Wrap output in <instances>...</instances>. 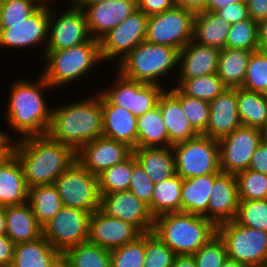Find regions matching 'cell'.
Listing matches in <instances>:
<instances>
[{
    "label": "cell",
    "mask_w": 267,
    "mask_h": 267,
    "mask_svg": "<svg viewBox=\"0 0 267 267\" xmlns=\"http://www.w3.org/2000/svg\"><path fill=\"white\" fill-rule=\"evenodd\" d=\"M13 146L28 188L54 184L57 178L77 159L68 145L53 140L47 134L21 138Z\"/></svg>",
    "instance_id": "6da1fadb"
},
{
    "label": "cell",
    "mask_w": 267,
    "mask_h": 267,
    "mask_svg": "<svg viewBox=\"0 0 267 267\" xmlns=\"http://www.w3.org/2000/svg\"><path fill=\"white\" fill-rule=\"evenodd\" d=\"M77 103L55 108L47 135L70 146L76 153L87 143L103 134V113L100 95Z\"/></svg>",
    "instance_id": "7a4b0ae2"
},
{
    "label": "cell",
    "mask_w": 267,
    "mask_h": 267,
    "mask_svg": "<svg viewBox=\"0 0 267 267\" xmlns=\"http://www.w3.org/2000/svg\"><path fill=\"white\" fill-rule=\"evenodd\" d=\"M40 78L35 83L18 81L11 90L7 121L23 138L46 135L51 122V111L41 92L46 87L51 88V85L43 76Z\"/></svg>",
    "instance_id": "3957f363"
},
{
    "label": "cell",
    "mask_w": 267,
    "mask_h": 267,
    "mask_svg": "<svg viewBox=\"0 0 267 267\" xmlns=\"http://www.w3.org/2000/svg\"><path fill=\"white\" fill-rule=\"evenodd\" d=\"M152 232L176 255H193L217 233V226L201 215L174 212L154 218Z\"/></svg>",
    "instance_id": "277c9868"
},
{
    "label": "cell",
    "mask_w": 267,
    "mask_h": 267,
    "mask_svg": "<svg viewBox=\"0 0 267 267\" xmlns=\"http://www.w3.org/2000/svg\"><path fill=\"white\" fill-rule=\"evenodd\" d=\"M120 61L119 72L125 78L158 84L156 79L171 71L179 63V50L144 41Z\"/></svg>",
    "instance_id": "5b68a950"
},
{
    "label": "cell",
    "mask_w": 267,
    "mask_h": 267,
    "mask_svg": "<svg viewBox=\"0 0 267 267\" xmlns=\"http://www.w3.org/2000/svg\"><path fill=\"white\" fill-rule=\"evenodd\" d=\"M44 52L47 68L42 76L52 87L74 81L89 71L95 62L103 61L100 42L93 37L71 48Z\"/></svg>",
    "instance_id": "8992f818"
},
{
    "label": "cell",
    "mask_w": 267,
    "mask_h": 267,
    "mask_svg": "<svg viewBox=\"0 0 267 267\" xmlns=\"http://www.w3.org/2000/svg\"><path fill=\"white\" fill-rule=\"evenodd\" d=\"M176 174L182 179L220 173V149L217 139L203 134L172 146Z\"/></svg>",
    "instance_id": "52a82bcc"
},
{
    "label": "cell",
    "mask_w": 267,
    "mask_h": 267,
    "mask_svg": "<svg viewBox=\"0 0 267 267\" xmlns=\"http://www.w3.org/2000/svg\"><path fill=\"white\" fill-rule=\"evenodd\" d=\"M228 258L247 267H258L267 261V232L237 224L234 220L217 225Z\"/></svg>",
    "instance_id": "ba28073f"
},
{
    "label": "cell",
    "mask_w": 267,
    "mask_h": 267,
    "mask_svg": "<svg viewBox=\"0 0 267 267\" xmlns=\"http://www.w3.org/2000/svg\"><path fill=\"white\" fill-rule=\"evenodd\" d=\"M195 14L175 5L162 13L149 16L145 41L174 47L180 51L194 37Z\"/></svg>",
    "instance_id": "9c48e42d"
},
{
    "label": "cell",
    "mask_w": 267,
    "mask_h": 267,
    "mask_svg": "<svg viewBox=\"0 0 267 267\" xmlns=\"http://www.w3.org/2000/svg\"><path fill=\"white\" fill-rule=\"evenodd\" d=\"M63 206L77 208L91 214L100 208L98 176L79 161H75L54 182Z\"/></svg>",
    "instance_id": "30bf717a"
},
{
    "label": "cell",
    "mask_w": 267,
    "mask_h": 267,
    "mask_svg": "<svg viewBox=\"0 0 267 267\" xmlns=\"http://www.w3.org/2000/svg\"><path fill=\"white\" fill-rule=\"evenodd\" d=\"M90 216L88 211L63 206L43 227V236L64 253L70 247L87 242Z\"/></svg>",
    "instance_id": "8fae6325"
},
{
    "label": "cell",
    "mask_w": 267,
    "mask_h": 267,
    "mask_svg": "<svg viewBox=\"0 0 267 267\" xmlns=\"http://www.w3.org/2000/svg\"><path fill=\"white\" fill-rule=\"evenodd\" d=\"M118 77L116 84L102 94L113 105L129 110L136 117L155 108L160 96L166 91L159 84L130 80L121 73Z\"/></svg>",
    "instance_id": "7c38bea8"
},
{
    "label": "cell",
    "mask_w": 267,
    "mask_h": 267,
    "mask_svg": "<svg viewBox=\"0 0 267 267\" xmlns=\"http://www.w3.org/2000/svg\"><path fill=\"white\" fill-rule=\"evenodd\" d=\"M221 172L236 175L249 168L252 156L261 143L259 128L241 126L218 140Z\"/></svg>",
    "instance_id": "4fadbf2b"
},
{
    "label": "cell",
    "mask_w": 267,
    "mask_h": 267,
    "mask_svg": "<svg viewBox=\"0 0 267 267\" xmlns=\"http://www.w3.org/2000/svg\"><path fill=\"white\" fill-rule=\"evenodd\" d=\"M148 18L149 16L137 9L105 34L99 40L102 60L112 59L118 55L123 59L138 44L144 42Z\"/></svg>",
    "instance_id": "5bb4252c"
},
{
    "label": "cell",
    "mask_w": 267,
    "mask_h": 267,
    "mask_svg": "<svg viewBox=\"0 0 267 267\" xmlns=\"http://www.w3.org/2000/svg\"><path fill=\"white\" fill-rule=\"evenodd\" d=\"M99 210L106 216L134 225L142 234L153 230L154 217L148 205L129 190L100 195Z\"/></svg>",
    "instance_id": "9a60e30c"
},
{
    "label": "cell",
    "mask_w": 267,
    "mask_h": 267,
    "mask_svg": "<svg viewBox=\"0 0 267 267\" xmlns=\"http://www.w3.org/2000/svg\"><path fill=\"white\" fill-rule=\"evenodd\" d=\"M52 19V13L50 12L48 23L50 35H48V41L46 42V51H59L71 48L83 44L92 38L89 36L86 16L81 8L71 6L69 10L65 11L55 20V23L52 22Z\"/></svg>",
    "instance_id": "2e32d148"
},
{
    "label": "cell",
    "mask_w": 267,
    "mask_h": 267,
    "mask_svg": "<svg viewBox=\"0 0 267 267\" xmlns=\"http://www.w3.org/2000/svg\"><path fill=\"white\" fill-rule=\"evenodd\" d=\"M141 235L134 225L96 210L90 216L87 242L111 251L135 241Z\"/></svg>",
    "instance_id": "e0dca14e"
},
{
    "label": "cell",
    "mask_w": 267,
    "mask_h": 267,
    "mask_svg": "<svg viewBox=\"0 0 267 267\" xmlns=\"http://www.w3.org/2000/svg\"><path fill=\"white\" fill-rule=\"evenodd\" d=\"M132 154L133 148L126 143L100 136L85 144L76 153V159L92 174L98 176L104 170L125 161Z\"/></svg>",
    "instance_id": "ac0fdd59"
},
{
    "label": "cell",
    "mask_w": 267,
    "mask_h": 267,
    "mask_svg": "<svg viewBox=\"0 0 267 267\" xmlns=\"http://www.w3.org/2000/svg\"><path fill=\"white\" fill-rule=\"evenodd\" d=\"M49 6L41 5L23 22L0 23V46L28 47L40 43L48 34Z\"/></svg>",
    "instance_id": "d6986e66"
},
{
    "label": "cell",
    "mask_w": 267,
    "mask_h": 267,
    "mask_svg": "<svg viewBox=\"0 0 267 267\" xmlns=\"http://www.w3.org/2000/svg\"><path fill=\"white\" fill-rule=\"evenodd\" d=\"M82 9L86 16L90 36L100 40L136 11L137 3L136 0H100Z\"/></svg>",
    "instance_id": "ffe728a7"
},
{
    "label": "cell",
    "mask_w": 267,
    "mask_h": 267,
    "mask_svg": "<svg viewBox=\"0 0 267 267\" xmlns=\"http://www.w3.org/2000/svg\"><path fill=\"white\" fill-rule=\"evenodd\" d=\"M239 206L236 175L220 172L214 179L207 219L216 226L235 219Z\"/></svg>",
    "instance_id": "44dd1931"
},
{
    "label": "cell",
    "mask_w": 267,
    "mask_h": 267,
    "mask_svg": "<svg viewBox=\"0 0 267 267\" xmlns=\"http://www.w3.org/2000/svg\"><path fill=\"white\" fill-rule=\"evenodd\" d=\"M209 109L207 130L203 135L219 140L242 126L237 108V88H227L209 102Z\"/></svg>",
    "instance_id": "7402d4cb"
},
{
    "label": "cell",
    "mask_w": 267,
    "mask_h": 267,
    "mask_svg": "<svg viewBox=\"0 0 267 267\" xmlns=\"http://www.w3.org/2000/svg\"><path fill=\"white\" fill-rule=\"evenodd\" d=\"M100 101L103 113L102 136L137 148V117L129 110L113 105L102 92Z\"/></svg>",
    "instance_id": "603a6c76"
},
{
    "label": "cell",
    "mask_w": 267,
    "mask_h": 267,
    "mask_svg": "<svg viewBox=\"0 0 267 267\" xmlns=\"http://www.w3.org/2000/svg\"><path fill=\"white\" fill-rule=\"evenodd\" d=\"M220 49L200 44L192 39L179 51V79L196 78L217 73Z\"/></svg>",
    "instance_id": "cb8c5ba5"
},
{
    "label": "cell",
    "mask_w": 267,
    "mask_h": 267,
    "mask_svg": "<svg viewBox=\"0 0 267 267\" xmlns=\"http://www.w3.org/2000/svg\"><path fill=\"white\" fill-rule=\"evenodd\" d=\"M29 188L22 166L12 154L0 163V206L22 205L28 201Z\"/></svg>",
    "instance_id": "d4e9b609"
},
{
    "label": "cell",
    "mask_w": 267,
    "mask_h": 267,
    "mask_svg": "<svg viewBox=\"0 0 267 267\" xmlns=\"http://www.w3.org/2000/svg\"><path fill=\"white\" fill-rule=\"evenodd\" d=\"M158 106L167 129L169 146L199 135L185 117L181 102L170 91L163 92L159 98Z\"/></svg>",
    "instance_id": "484cf974"
},
{
    "label": "cell",
    "mask_w": 267,
    "mask_h": 267,
    "mask_svg": "<svg viewBox=\"0 0 267 267\" xmlns=\"http://www.w3.org/2000/svg\"><path fill=\"white\" fill-rule=\"evenodd\" d=\"M6 235L15 243L30 242L43 235L29 203L5 206Z\"/></svg>",
    "instance_id": "4316f807"
},
{
    "label": "cell",
    "mask_w": 267,
    "mask_h": 267,
    "mask_svg": "<svg viewBox=\"0 0 267 267\" xmlns=\"http://www.w3.org/2000/svg\"><path fill=\"white\" fill-rule=\"evenodd\" d=\"M133 155L154 184L176 174L175 155L172 146L133 148Z\"/></svg>",
    "instance_id": "83f0119b"
},
{
    "label": "cell",
    "mask_w": 267,
    "mask_h": 267,
    "mask_svg": "<svg viewBox=\"0 0 267 267\" xmlns=\"http://www.w3.org/2000/svg\"><path fill=\"white\" fill-rule=\"evenodd\" d=\"M219 173L183 179L181 212L197 214L207 219L209 198L215 177Z\"/></svg>",
    "instance_id": "f1b7e54d"
},
{
    "label": "cell",
    "mask_w": 267,
    "mask_h": 267,
    "mask_svg": "<svg viewBox=\"0 0 267 267\" xmlns=\"http://www.w3.org/2000/svg\"><path fill=\"white\" fill-rule=\"evenodd\" d=\"M230 24L214 12L200 11L194 17L193 39L203 45L224 49Z\"/></svg>",
    "instance_id": "f546056e"
},
{
    "label": "cell",
    "mask_w": 267,
    "mask_h": 267,
    "mask_svg": "<svg viewBox=\"0 0 267 267\" xmlns=\"http://www.w3.org/2000/svg\"><path fill=\"white\" fill-rule=\"evenodd\" d=\"M59 254L42 235L34 241L15 244L11 267H50Z\"/></svg>",
    "instance_id": "4dcf8cb0"
},
{
    "label": "cell",
    "mask_w": 267,
    "mask_h": 267,
    "mask_svg": "<svg viewBox=\"0 0 267 267\" xmlns=\"http://www.w3.org/2000/svg\"><path fill=\"white\" fill-rule=\"evenodd\" d=\"M254 51L224 48L220 51L217 75L227 88H241L247 64Z\"/></svg>",
    "instance_id": "1f68e13d"
},
{
    "label": "cell",
    "mask_w": 267,
    "mask_h": 267,
    "mask_svg": "<svg viewBox=\"0 0 267 267\" xmlns=\"http://www.w3.org/2000/svg\"><path fill=\"white\" fill-rule=\"evenodd\" d=\"M158 147H169V138L160 108L157 105L137 117V148Z\"/></svg>",
    "instance_id": "d6a6232c"
},
{
    "label": "cell",
    "mask_w": 267,
    "mask_h": 267,
    "mask_svg": "<svg viewBox=\"0 0 267 267\" xmlns=\"http://www.w3.org/2000/svg\"><path fill=\"white\" fill-rule=\"evenodd\" d=\"M183 179L175 174L154 184L152 202L148 206L154 218L166 213L181 212Z\"/></svg>",
    "instance_id": "836d02e7"
},
{
    "label": "cell",
    "mask_w": 267,
    "mask_h": 267,
    "mask_svg": "<svg viewBox=\"0 0 267 267\" xmlns=\"http://www.w3.org/2000/svg\"><path fill=\"white\" fill-rule=\"evenodd\" d=\"M28 203L38 224L43 228L63 207L54 184L38 185L29 188Z\"/></svg>",
    "instance_id": "e575fe53"
},
{
    "label": "cell",
    "mask_w": 267,
    "mask_h": 267,
    "mask_svg": "<svg viewBox=\"0 0 267 267\" xmlns=\"http://www.w3.org/2000/svg\"><path fill=\"white\" fill-rule=\"evenodd\" d=\"M237 108L242 126L261 129L267 122V94L237 88Z\"/></svg>",
    "instance_id": "d590c367"
},
{
    "label": "cell",
    "mask_w": 267,
    "mask_h": 267,
    "mask_svg": "<svg viewBox=\"0 0 267 267\" xmlns=\"http://www.w3.org/2000/svg\"><path fill=\"white\" fill-rule=\"evenodd\" d=\"M177 86L176 88L182 94L208 102L227 89L216 73L190 79H179Z\"/></svg>",
    "instance_id": "8d00e7d4"
},
{
    "label": "cell",
    "mask_w": 267,
    "mask_h": 267,
    "mask_svg": "<svg viewBox=\"0 0 267 267\" xmlns=\"http://www.w3.org/2000/svg\"><path fill=\"white\" fill-rule=\"evenodd\" d=\"M64 254L72 267H112L111 251L89 242L70 247Z\"/></svg>",
    "instance_id": "74e56055"
},
{
    "label": "cell",
    "mask_w": 267,
    "mask_h": 267,
    "mask_svg": "<svg viewBox=\"0 0 267 267\" xmlns=\"http://www.w3.org/2000/svg\"><path fill=\"white\" fill-rule=\"evenodd\" d=\"M225 48L260 50L258 23L251 18L231 24Z\"/></svg>",
    "instance_id": "f35d334b"
},
{
    "label": "cell",
    "mask_w": 267,
    "mask_h": 267,
    "mask_svg": "<svg viewBox=\"0 0 267 267\" xmlns=\"http://www.w3.org/2000/svg\"><path fill=\"white\" fill-rule=\"evenodd\" d=\"M132 174V155L98 175L99 193L109 194L129 189Z\"/></svg>",
    "instance_id": "ab89813d"
},
{
    "label": "cell",
    "mask_w": 267,
    "mask_h": 267,
    "mask_svg": "<svg viewBox=\"0 0 267 267\" xmlns=\"http://www.w3.org/2000/svg\"><path fill=\"white\" fill-rule=\"evenodd\" d=\"M170 92L181 102L185 117L198 134H204L207 130L210 109L209 102L192 98L182 94L176 87Z\"/></svg>",
    "instance_id": "60d3db41"
},
{
    "label": "cell",
    "mask_w": 267,
    "mask_h": 267,
    "mask_svg": "<svg viewBox=\"0 0 267 267\" xmlns=\"http://www.w3.org/2000/svg\"><path fill=\"white\" fill-rule=\"evenodd\" d=\"M241 88L267 94V50L260 49L251 53Z\"/></svg>",
    "instance_id": "b9f144b4"
},
{
    "label": "cell",
    "mask_w": 267,
    "mask_h": 267,
    "mask_svg": "<svg viewBox=\"0 0 267 267\" xmlns=\"http://www.w3.org/2000/svg\"><path fill=\"white\" fill-rule=\"evenodd\" d=\"M234 221L239 225L267 232V199L239 201Z\"/></svg>",
    "instance_id": "7bdbcfd3"
},
{
    "label": "cell",
    "mask_w": 267,
    "mask_h": 267,
    "mask_svg": "<svg viewBox=\"0 0 267 267\" xmlns=\"http://www.w3.org/2000/svg\"><path fill=\"white\" fill-rule=\"evenodd\" d=\"M239 201L267 199V174L250 169L236 174Z\"/></svg>",
    "instance_id": "ee69618b"
},
{
    "label": "cell",
    "mask_w": 267,
    "mask_h": 267,
    "mask_svg": "<svg viewBox=\"0 0 267 267\" xmlns=\"http://www.w3.org/2000/svg\"><path fill=\"white\" fill-rule=\"evenodd\" d=\"M145 258V234L135 241L111 250L112 267H143Z\"/></svg>",
    "instance_id": "f6af8a7d"
},
{
    "label": "cell",
    "mask_w": 267,
    "mask_h": 267,
    "mask_svg": "<svg viewBox=\"0 0 267 267\" xmlns=\"http://www.w3.org/2000/svg\"><path fill=\"white\" fill-rule=\"evenodd\" d=\"M176 254L153 232L145 233L143 267H172Z\"/></svg>",
    "instance_id": "bcb514c9"
},
{
    "label": "cell",
    "mask_w": 267,
    "mask_h": 267,
    "mask_svg": "<svg viewBox=\"0 0 267 267\" xmlns=\"http://www.w3.org/2000/svg\"><path fill=\"white\" fill-rule=\"evenodd\" d=\"M197 267H222L228 258L223 239L216 233L195 254Z\"/></svg>",
    "instance_id": "7dc6e473"
},
{
    "label": "cell",
    "mask_w": 267,
    "mask_h": 267,
    "mask_svg": "<svg viewBox=\"0 0 267 267\" xmlns=\"http://www.w3.org/2000/svg\"><path fill=\"white\" fill-rule=\"evenodd\" d=\"M40 6L37 0H0V23L23 22Z\"/></svg>",
    "instance_id": "c3c4849f"
},
{
    "label": "cell",
    "mask_w": 267,
    "mask_h": 267,
    "mask_svg": "<svg viewBox=\"0 0 267 267\" xmlns=\"http://www.w3.org/2000/svg\"><path fill=\"white\" fill-rule=\"evenodd\" d=\"M128 190L146 205L149 206L151 204L154 183L144 171L143 167L136 161V158L133 154L132 174Z\"/></svg>",
    "instance_id": "681fc988"
},
{
    "label": "cell",
    "mask_w": 267,
    "mask_h": 267,
    "mask_svg": "<svg viewBox=\"0 0 267 267\" xmlns=\"http://www.w3.org/2000/svg\"><path fill=\"white\" fill-rule=\"evenodd\" d=\"M214 13L230 25L250 18L246 2L230 3Z\"/></svg>",
    "instance_id": "f907efd6"
},
{
    "label": "cell",
    "mask_w": 267,
    "mask_h": 267,
    "mask_svg": "<svg viewBox=\"0 0 267 267\" xmlns=\"http://www.w3.org/2000/svg\"><path fill=\"white\" fill-rule=\"evenodd\" d=\"M137 9L147 16L162 13L175 6L174 0H136Z\"/></svg>",
    "instance_id": "816d5d0a"
},
{
    "label": "cell",
    "mask_w": 267,
    "mask_h": 267,
    "mask_svg": "<svg viewBox=\"0 0 267 267\" xmlns=\"http://www.w3.org/2000/svg\"><path fill=\"white\" fill-rule=\"evenodd\" d=\"M15 243L6 235H0V267H11L14 260Z\"/></svg>",
    "instance_id": "f5cc1de1"
},
{
    "label": "cell",
    "mask_w": 267,
    "mask_h": 267,
    "mask_svg": "<svg viewBox=\"0 0 267 267\" xmlns=\"http://www.w3.org/2000/svg\"><path fill=\"white\" fill-rule=\"evenodd\" d=\"M252 171L267 174V146L262 142L252 156L249 168Z\"/></svg>",
    "instance_id": "db71d44e"
},
{
    "label": "cell",
    "mask_w": 267,
    "mask_h": 267,
    "mask_svg": "<svg viewBox=\"0 0 267 267\" xmlns=\"http://www.w3.org/2000/svg\"><path fill=\"white\" fill-rule=\"evenodd\" d=\"M249 17L256 23L267 18V0H245Z\"/></svg>",
    "instance_id": "11a10c76"
},
{
    "label": "cell",
    "mask_w": 267,
    "mask_h": 267,
    "mask_svg": "<svg viewBox=\"0 0 267 267\" xmlns=\"http://www.w3.org/2000/svg\"><path fill=\"white\" fill-rule=\"evenodd\" d=\"M176 6L189 9L195 13L207 9V0H174Z\"/></svg>",
    "instance_id": "9f6ffc18"
},
{
    "label": "cell",
    "mask_w": 267,
    "mask_h": 267,
    "mask_svg": "<svg viewBox=\"0 0 267 267\" xmlns=\"http://www.w3.org/2000/svg\"><path fill=\"white\" fill-rule=\"evenodd\" d=\"M10 136L0 131V161H5L10 155L13 154V146L11 143ZM13 144V145H12Z\"/></svg>",
    "instance_id": "6f0895ef"
},
{
    "label": "cell",
    "mask_w": 267,
    "mask_h": 267,
    "mask_svg": "<svg viewBox=\"0 0 267 267\" xmlns=\"http://www.w3.org/2000/svg\"><path fill=\"white\" fill-rule=\"evenodd\" d=\"M172 267H197L193 255H176Z\"/></svg>",
    "instance_id": "680465c9"
},
{
    "label": "cell",
    "mask_w": 267,
    "mask_h": 267,
    "mask_svg": "<svg viewBox=\"0 0 267 267\" xmlns=\"http://www.w3.org/2000/svg\"><path fill=\"white\" fill-rule=\"evenodd\" d=\"M246 2L245 0H207V9L205 11L215 12L216 10L230 3Z\"/></svg>",
    "instance_id": "91938a15"
},
{
    "label": "cell",
    "mask_w": 267,
    "mask_h": 267,
    "mask_svg": "<svg viewBox=\"0 0 267 267\" xmlns=\"http://www.w3.org/2000/svg\"><path fill=\"white\" fill-rule=\"evenodd\" d=\"M260 49L267 50V18L258 24Z\"/></svg>",
    "instance_id": "94428289"
},
{
    "label": "cell",
    "mask_w": 267,
    "mask_h": 267,
    "mask_svg": "<svg viewBox=\"0 0 267 267\" xmlns=\"http://www.w3.org/2000/svg\"><path fill=\"white\" fill-rule=\"evenodd\" d=\"M50 267H72V264L64 253H60L51 263Z\"/></svg>",
    "instance_id": "6125c7cd"
},
{
    "label": "cell",
    "mask_w": 267,
    "mask_h": 267,
    "mask_svg": "<svg viewBox=\"0 0 267 267\" xmlns=\"http://www.w3.org/2000/svg\"><path fill=\"white\" fill-rule=\"evenodd\" d=\"M6 234V213L5 207L0 206V235Z\"/></svg>",
    "instance_id": "be15d7a7"
},
{
    "label": "cell",
    "mask_w": 267,
    "mask_h": 267,
    "mask_svg": "<svg viewBox=\"0 0 267 267\" xmlns=\"http://www.w3.org/2000/svg\"><path fill=\"white\" fill-rule=\"evenodd\" d=\"M222 267H247V266L238 261L227 258L223 263Z\"/></svg>",
    "instance_id": "e7e4bbea"
},
{
    "label": "cell",
    "mask_w": 267,
    "mask_h": 267,
    "mask_svg": "<svg viewBox=\"0 0 267 267\" xmlns=\"http://www.w3.org/2000/svg\"><path fill=\"white\" fill-rule=\"evenodd\" d=\"M73 1H74L73 7L82 9L84 6L91 4V3H94V2H97V1H100V0H73Z\"/></svg>",
    "instance_id": "03108f58"
},
{
    "label": "cell",
    "mask_w": 267,
    "mask_h": 267,
    "mask_svg": "<svg viewBox=\"0 0 267 267\" xmlns=\"http://www.w3.org/2000/svg\"><path fill=\"white\" fill-rule=\"evenodd\" d=\"M261 131V142L267 146V122L260 129Z\"/></svg>",
    "instance_id": "003e7915"
},
{
    "label": "cell",
    "mask_w": 267,
    "mask_h": 267,
    "mask_svg": "<svg viewBox=\"0 0 267 267\" xmlns=\"http://www.w3.org/2000/svg\"><path fill=\"white\" fill-rule=\"evenodd\" d=\"M41 5H44V4H46L47 5V3H48V1H50V0H37ZM44 2H46V3H44Z\"/></svg>",
    "instance_id": "a7ac6f4b"
},
{
    "label": "cell",
    "mask_w": 267,
    "mask_h": 267,
    "mask_svg": "<svg viewBox=\"0 0 267 267\" xmlns=\"http://www.w3.org/2000/svg\"><path fill=\"white\" fill-rule=\"evenodd\" d=\"M258 267H267V261L259 265Z\"/></svg>",
    "instance_id": "89a4df30"
}]
</instances>
